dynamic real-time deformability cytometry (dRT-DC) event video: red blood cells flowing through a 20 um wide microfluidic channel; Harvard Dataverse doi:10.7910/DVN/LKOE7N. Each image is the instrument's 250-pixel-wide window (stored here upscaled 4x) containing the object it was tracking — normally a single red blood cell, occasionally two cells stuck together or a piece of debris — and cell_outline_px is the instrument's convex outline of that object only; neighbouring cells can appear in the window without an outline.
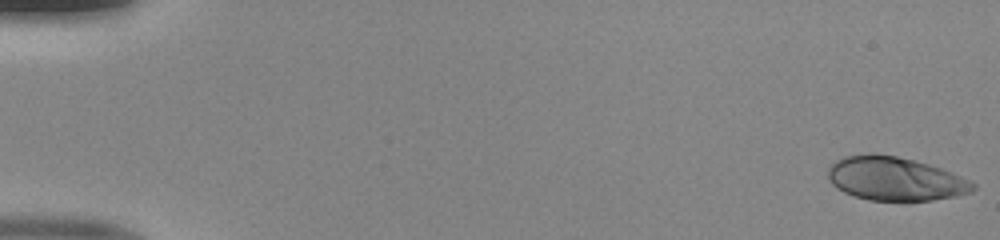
{"species": "human", "species_latin": "Homo sapiens", "temperature_condition": "room temperature", "stored_images_in_passage": 50, "camera_frame_rate_fps": 3000, "um_per_image_px": 0.085, "donor": {"sex": "male"}, "frame": {"image": 1, "passage_image": 1, "time_ms": 0.0, "image_size_px": [1000, 240], "cell_outline_px": [[976, 188], [972, 192], [956, 196], [932, 200], [868, 200], [852, 196], [836, 188], [828, 180], [828, 168], [836, 160], [844, 156], [868, 152], [876, 152], [896, 156], [928, 164], [940, 168], [960, 176], [976, 184]], "centroid_in_image_um": [76.03, 15.18], "position_along_channel_um": 9.0, "area_um2": 37.05}}
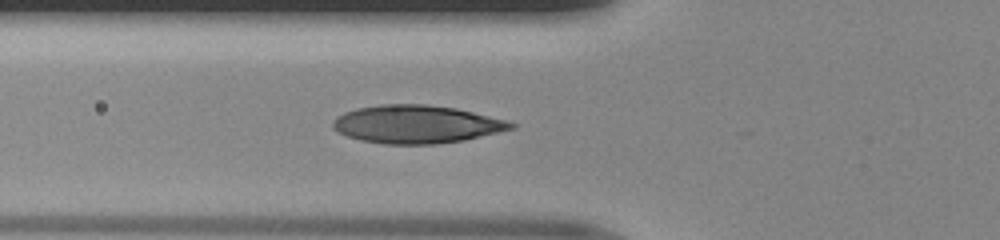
{"frame": {"image": 2, "passage_image": 19, "time_ms": 6.0, "image_size_px": [1000, 240], "cell_outline_px": [[516, 128], [464, 140], [436, 144], [384, 144], [360, 140], [336, 132], [332, 128], [332, 120], [336, 116], [344, 112], [356, 108], [380, 104], [428, 104], [456, 108], [508, 120], [516, 124]], "centroid_in_image_um": [35.38, 10.56], "position_along_channel_um": 90.4, "area_um2": 39.82}}
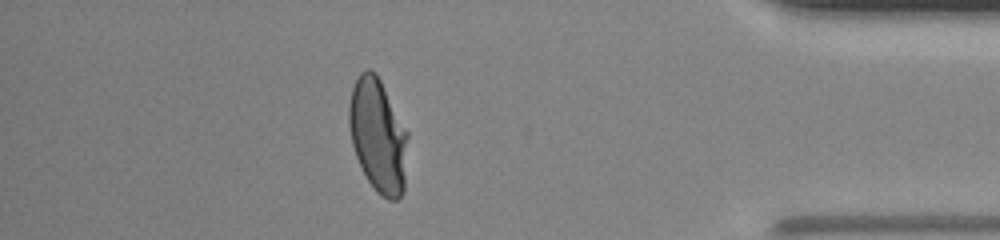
{"frame": {"image": 3, "passage_image": 44, "time_ms": 14.333, "image_size_px": [1000, 240], "cell_outline_px": [[408, 136], [404, 192], [396, 200], [388, 200], [380, 196], [376, 192], [368, 180], [356, 156], [352, 144], [348, 124], [348, 104], [352, 88], [360, 72], [368, 68], [376, 72], [408, 132]], "centroid_in_image_um": [32.13, 11.53], "position_along_channel_um": 403.1, "area_um2": 39.13}}